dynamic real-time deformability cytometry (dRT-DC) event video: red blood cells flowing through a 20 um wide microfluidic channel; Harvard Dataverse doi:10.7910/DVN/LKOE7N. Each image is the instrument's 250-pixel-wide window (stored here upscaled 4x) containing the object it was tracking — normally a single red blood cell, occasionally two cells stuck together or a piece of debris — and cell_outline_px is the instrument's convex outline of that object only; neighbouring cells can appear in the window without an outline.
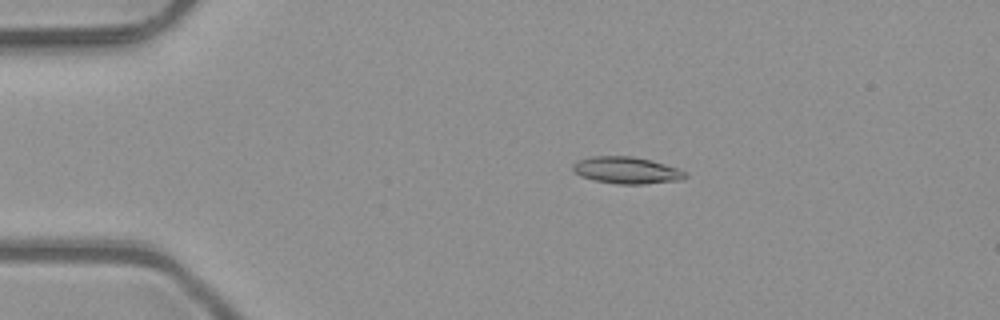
{"species": "common noctule bat (a hibernating species)", "species_latin": "Nyctalus noctula", "temperature_condition": "room temperature", "stored_images_in_passage": 5, "camera_frame_rate_fps": 3000, "um_per_image_px": 0.085, "animal": {"sex": "male", "body_mass_g": 23.1, "forearm_length_mm": 52.7}, "frame": {"image": 1, "passage_image": 3, "time_ms": 0.667, "image_size_px": [1000, 320], "cell_outline_px": [[688, 176], [680, 180], [644, 184], [616, 184], [596, 180], [580, 176], [572, 168], [572, 164], [580, 160], [592, 156], [632, 156], [652, 160], [676, 168], [684, 172]], "centroid_in_image_um": [53.25, 14.47], "position_along_channel_um": 31.7, "area_um2": 17.4}}
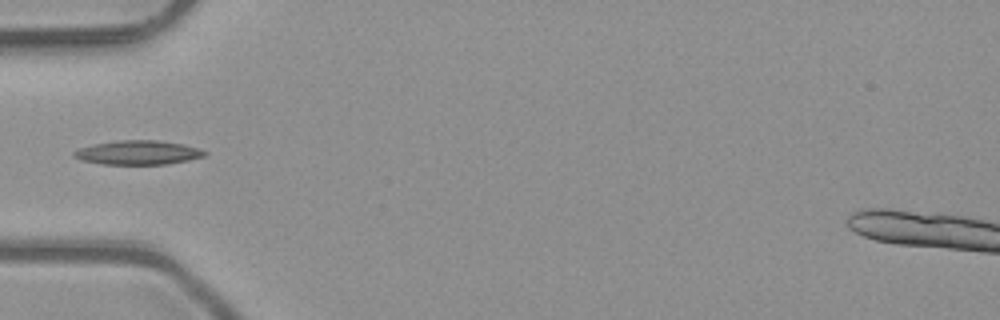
{"frame": {"image": 2, "passage_image": 5, "time_ms": 1.333, "image_size_px": [1000, 320], "cell_outline_px": [[208, 152], [204, 156], [188, 160], [164, 164], [104, 164], [80, 160], [72, 156], [72, 152], [80, 148], [92, 144], [120, 140], [160, 140], [184, 144], [200, 148]], "centroid_in_image_um": [11.73, 12.96], "position_along_channel_um": 73.3, "area_um2": 18.44}}